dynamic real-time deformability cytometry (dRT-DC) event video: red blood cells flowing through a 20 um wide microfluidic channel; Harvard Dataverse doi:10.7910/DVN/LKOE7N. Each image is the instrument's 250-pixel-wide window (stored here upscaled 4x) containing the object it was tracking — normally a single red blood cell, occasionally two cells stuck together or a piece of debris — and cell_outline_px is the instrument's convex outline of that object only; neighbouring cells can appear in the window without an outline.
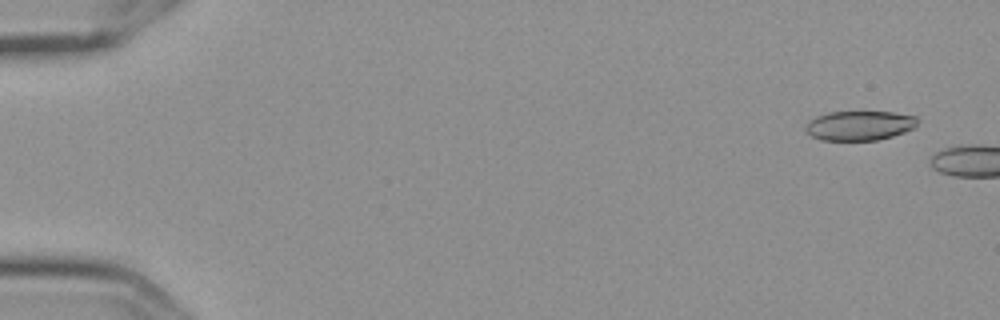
{"species": "Egyptian fruit bat (a non-hibernating species)", "species_latin": "Rousettus aegyptiacus", "temperature_condition": "cold", "stored_images_in_passage": 2, "camera_frame_rate_fps": 3000, "um_per_image_px": 0.085, "frame": {"image": 1, "passage_image": 1, "time_ms": 0.0, "image_size_px": [1000, 320], "cell_outline_px": [[916, 124], [912, 128], [904, 132], [892, 136], [876, 140], [820, 140], [812, 136], [804, 128], [808, 120], [816, 116], [828, 112], [892, 112], [916, 116]], "centroid_in_image_um": [73.01, 10.67], "position_along_channel_um": 12.0, "area_um2": 19.13}}